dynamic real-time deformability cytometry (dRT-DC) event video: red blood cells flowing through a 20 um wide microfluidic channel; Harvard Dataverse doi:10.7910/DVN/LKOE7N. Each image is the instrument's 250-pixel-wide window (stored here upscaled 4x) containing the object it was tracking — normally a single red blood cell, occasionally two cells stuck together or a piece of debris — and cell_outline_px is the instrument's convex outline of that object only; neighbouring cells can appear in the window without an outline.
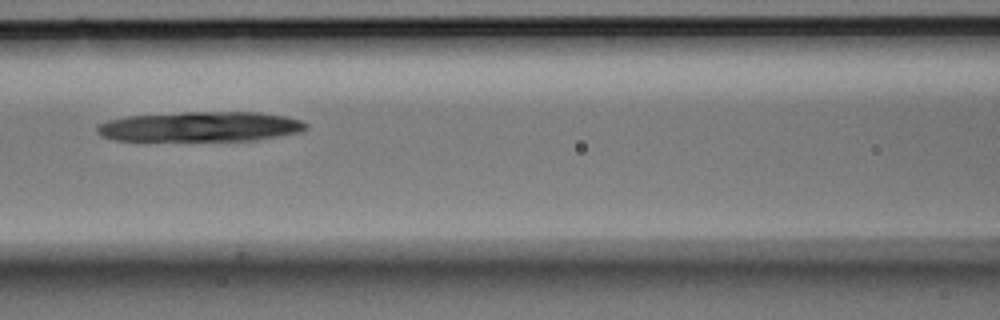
{"species": "Egyptian fruit bat (a non-hibernating species)", "species_latin": "Rousettus aegyptiacus", "temperature_condition": "room temperature", "stored_images_in_passage": 8, "camera_frame_rate_fps": 3000, "um_per_image_px": 0.085, "animal": {"sex": "male"}, "frame": {"image": 1, "passage_image": 8, "time_ms": 2.333, "image_size_px": [1000, 320], "cell_outline_px": [[308, 128], [300, 132], [256, 140], [112, 140], [100, 136], [96, 132], [96, 124], [108, 120], [128, 116], [180, 112], [260, 112], [284, 116], [300, 120], [308, 124]], "centroid_in_image_um": [17.0, 10.76], "position_along_channel_um": 149.6, "area_um2": 36.59}}